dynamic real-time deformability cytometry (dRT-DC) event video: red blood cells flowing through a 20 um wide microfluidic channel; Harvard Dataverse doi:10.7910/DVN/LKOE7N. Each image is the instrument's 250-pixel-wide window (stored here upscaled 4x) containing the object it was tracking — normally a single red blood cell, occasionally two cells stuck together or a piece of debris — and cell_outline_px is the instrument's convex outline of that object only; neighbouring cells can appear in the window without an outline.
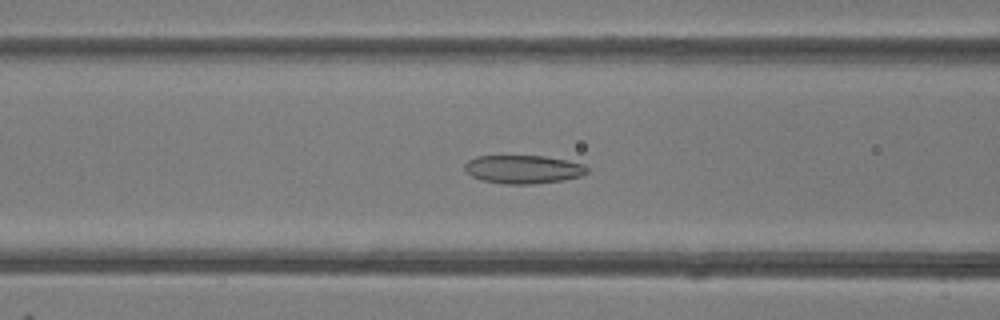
{"species": "common noctule bat (a hibernating species)", "species_latin": "Nyctalus noctula", "temperature_condition": "room temperature", "stored_images_in_passage": 48, "camera_frame_rate_fps": 3000, "um_per_image_px": 0.085, "animal": {"sex": "female"}, "frame": {"image": 1, "passage_image": 19, "time_ms": 6.0, "image_size_px": [1000, 320], "cell_outline_px": [[588, 172], [580, 176], [564, 180], [532, 184], [504, 184], [480, 180], [472, 176], [464, 168], [464, 164], [468, 160], [476, 156], [544, 156], [568, 160], [584, 164], [588, 168]], "centroid_in_image_um": [44.48, 14.39], "position_along_channel_um": 122.1, "area_um2": 20.35}}
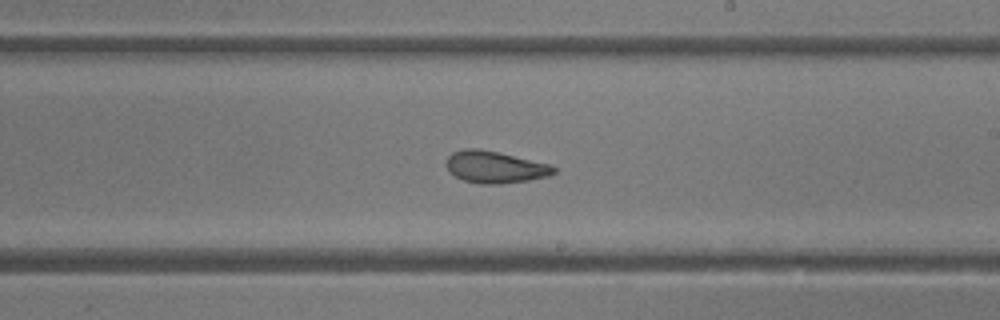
{"frame": {"image": 2, "passage_image": 28, "time_ms": 9.0, "image_size_px": [1000, 320], "cell_outline_px": [[556, 172], [548, 176], [528, 180], [500, 184], [480, 184], [464, 180], [448, 172], [448, 156], [452, 152], [464, 148], [480, 148], [552, 164], [556, 168]], "centroid_in_image_um": [42.1, 14.19], "position_along_channel_um": 246.9, "area_um2": 20.06}}
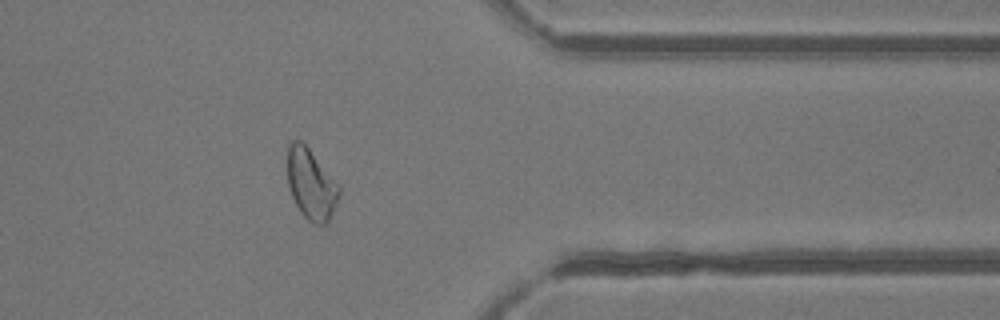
{"frame": {"image": 3, "passage_image": 39, "time_ms": 12.667, "image_size_px": [1000, 320], "cell_outline_px": [[340, 192], [332, 212], [328, 220], [324, 224], [312, 224], [300, 212], [292, 196], [288, 184], [288, 144], [292, 140], [300, 140], [308, 148], [340, 188]], "centroid_in_image_um": [26.41, 15.67], "position_along_channel_um": 385.0, "area_um2": 20.58}, "authors_computed_cell_mechanics": {"area_um2": 22.3108, "velocity_mm_per_s": 4.1534, "shape_relaxation_time_tau1_ms": null, "shape_relaxation_time_tau2_ms": 1.6855, "deformation_change_tau1": null, "deformation_change_tau2": 0.0892}}